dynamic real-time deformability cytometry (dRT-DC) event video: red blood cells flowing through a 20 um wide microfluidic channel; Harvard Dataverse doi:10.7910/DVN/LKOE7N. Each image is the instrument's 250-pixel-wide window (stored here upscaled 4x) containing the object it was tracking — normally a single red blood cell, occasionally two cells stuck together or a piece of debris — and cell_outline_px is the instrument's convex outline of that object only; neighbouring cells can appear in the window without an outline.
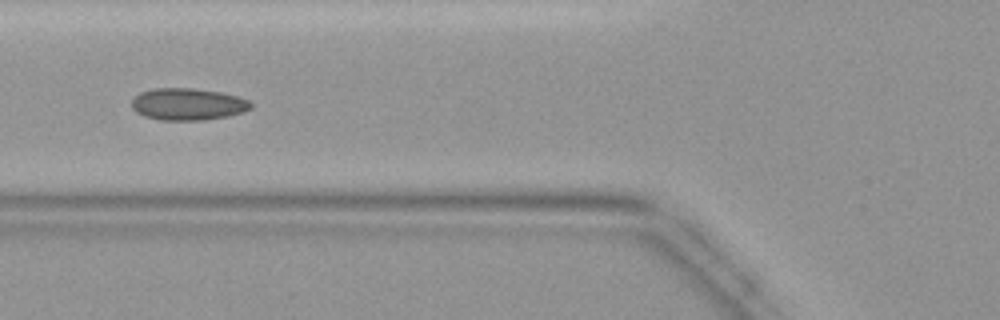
{"species": "common noctule bat (a hibernating species)", "species_latin": "Nyctalus noctula", "temperature_condition": "warm", "stored_images_in_passage": 36, "camera_frame_rate_fps": 3000, "um_per_image_px": 0.085, "animal": {"sex": "female", "body_mass_g": 19.9}, "frame": {"image": 1, "passage_image": 8, "time_ms": 2.333, "image_size_px": [1000, 320], "cell_outline_px": [[252, 108], [228, 116], [204, 120], [160, 120], [144, 116], [136, 112], [132, 108], [132, 100], [140, 92], [152, 88], [192, 88], [220, 92], [236, 96], [248, 100], [252, 104]], "centroid_in_image_um": [15.94, 8.85], "position_along_channel_um": 109.9, "area_um2": 22.14}}
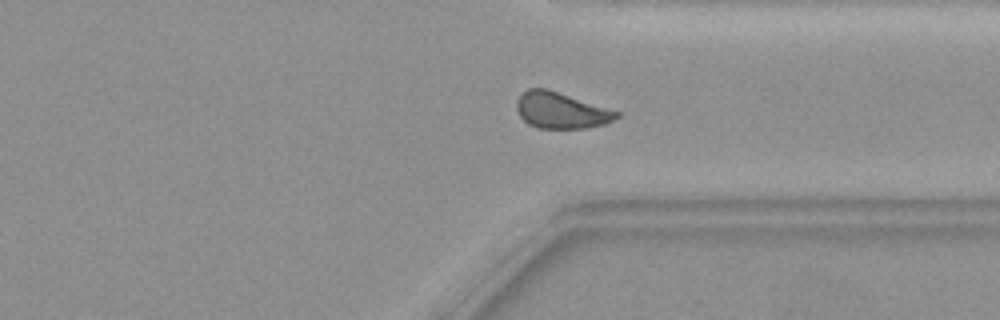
{"frame": {"image": 2, "passage_image": 25, "time_ms": 8.0, "image_size_px": [1000, 320], "cell_outline_px": [[620, 116], [604, 124], [584, 128], [536, 128], [528, 124], [520, 116], [516, 108], [516, 100], [520, 92], [528, 88], [548, 88], [620, 112]], "centroid_in_image_um": [47.64, 9.36], "position_along_channel_um": 363.8, "area_um2": 21.21}}
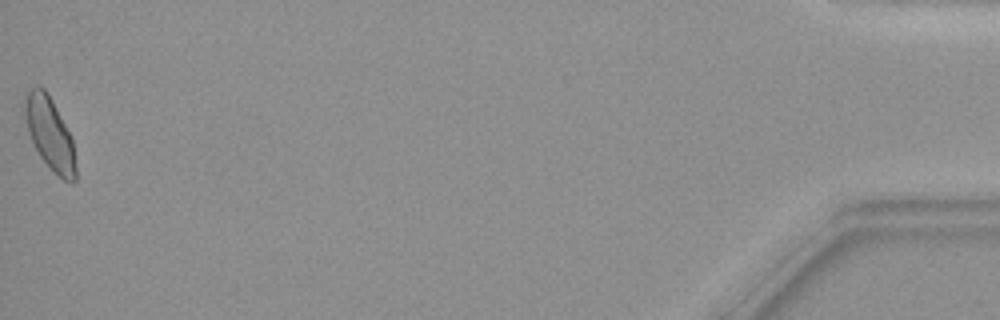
{"frame": {"image": 3, "passage_image": 36, "time_ms": 11.667, "image_size_px": [1000, 320], "cell_outline_px": [[76, 180], [72, 184], [64, 180], [52, 172], [40, 156], [32, 144], [28, 132], [24, 112], [24, 100], [28, 92], [36, 84], [40, 84], [48, 92], [72, 140], [76, 168]], "centroid_in_image_um": [4.21, 11.37], "position_along_channel_um": 431.0, "area_um2": 21.5}}